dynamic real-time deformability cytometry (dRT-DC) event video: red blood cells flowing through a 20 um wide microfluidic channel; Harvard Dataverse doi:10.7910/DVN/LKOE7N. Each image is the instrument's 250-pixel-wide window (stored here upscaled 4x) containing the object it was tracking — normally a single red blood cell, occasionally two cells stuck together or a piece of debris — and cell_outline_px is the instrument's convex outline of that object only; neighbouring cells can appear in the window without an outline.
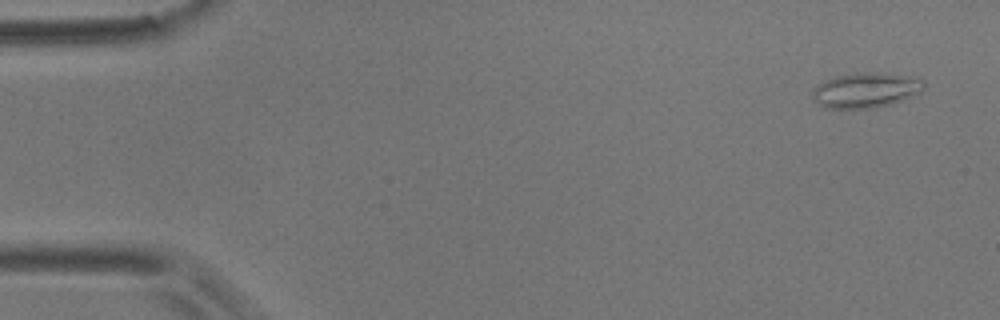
{"species": "common noctule bat (a hibernating species)", "species_latin": "Nyctalus noctula", "temperature_condition": "room temperature", "stored_images_in_passage": 5, "camera_frame_rate_fps": 3000, "um_per_image_px": 0.085, "animal": {"sex": "male", "body_mass_g": 17.9}, "frame": {"image": 1, "passage_image": 1, "time_ms": 0.0, "image_size_px": [1000, 320], "cell_outline_px": [[924, 88], [920, 92], [900, 100], [888, 104], [872, 108], [824, 108], [812, 96], [812, 92], [816, 84], [836, 76], [856, 72], [880, 72], [908, 76], [924, 80]], "centroid_in_image_um": [73.57, 7.64], "position_along_channel_um": 11.4, "area_um2": 22.6}}